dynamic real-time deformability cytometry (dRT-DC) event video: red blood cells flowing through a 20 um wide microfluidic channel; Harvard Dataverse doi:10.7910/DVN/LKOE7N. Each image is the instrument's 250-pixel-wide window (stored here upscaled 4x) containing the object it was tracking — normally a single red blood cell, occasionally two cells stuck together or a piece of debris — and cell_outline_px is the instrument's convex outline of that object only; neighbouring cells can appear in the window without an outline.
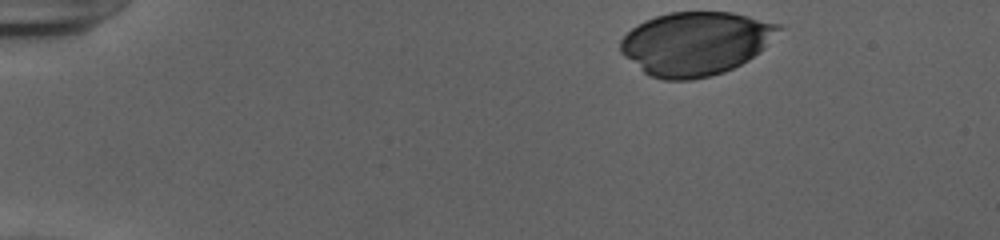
{"species": "human", "species_latin": "Homo sapiens", "temperature_condition": "cold", "stored_images_in_passage": 40, "camera_frame_rate_fps": 3000, "um_per_image_px": 0.085, "donor": {"sex": "female"}, "frame": {"image": 1, "passage_image": 1, "time_ms": 0.0, "image_size_px": [1000, 240], "cell_outline_px": [[784, 28], [764, 48], [748, 60], [724, 72], [712, 76], [692, 80], [664, 80], [648, 76], [624, 56], [620, 52], [620, 40], [636, 24], [644, 20], [668, 12], [732, 12], [784, 24]], "centroid_in_image_um": [59.14, 3.69], "position_along_channel_um": 25.9, "area_um2": 59.01}}